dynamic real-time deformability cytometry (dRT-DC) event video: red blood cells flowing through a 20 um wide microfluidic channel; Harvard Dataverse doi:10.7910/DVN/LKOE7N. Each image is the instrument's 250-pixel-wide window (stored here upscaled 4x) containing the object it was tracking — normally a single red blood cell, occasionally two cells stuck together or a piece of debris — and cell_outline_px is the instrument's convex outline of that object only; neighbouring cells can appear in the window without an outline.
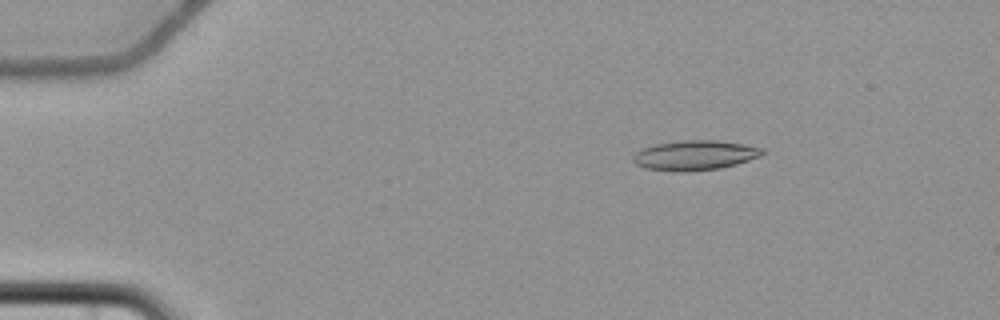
{"species": "common noctule bat (a hibernating species)", "species_latin": "Nyctalus noctula", "temperature_condition": "cold", "stored_images_in_passage": 4, "camera_frame_rate_fps": 3000, "um_per_image_px": 0.085, "animal": {"sex": "female", "body_mass_g": 22.7, "forearm_length_mm": 54.2}, "frame": {"image": 1, "passage_image": 2, "time_ms": 1.0, "image_size_px": [1000, 320], "cell_outline_px": [[764, 152], [760, 156], [736, 164], [720, 168], [684, 172], [676, 172], [644, 168], [636, 164], [632, 160], [632, 156], [640, 148], [656, 144], [684, 140], [716, 140], [744, 144], [764, 148]], "centroid_in_image_um": [59.03, 13.2], "position_along_channel_um": 26.0, "area_um2": 22.54}}